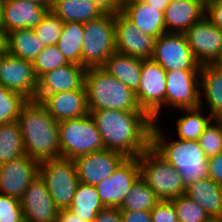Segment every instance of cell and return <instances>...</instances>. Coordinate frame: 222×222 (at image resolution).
Here are the masks:
<instances>
[{
  "instance_id": "6da1fadb",
  "label": "cell",
  "mask_w": 222,
  "mask_h": 222,
  "mask_svg": "<svg viewBox=\"0 0 222 222\" xmlns=\"http://www.w3.org/2000/svg\"><path fill=\"white\" fill-rule=\"evenodd\" d=\"M89 114L102 136L105 149L138 157L151 145L154 121L145 111L92 110Z\"/></svg>"
},
{
  "instance_id": "7a4b0ae2",
  "label": "cell",
  "mask_w": 222,
  "mask_h": 222,
  "mask_svg": "<svg viewBox=\"0 0 222 222\" xmlns=\"http://www.w3.org/2000/svg\"><path fill=\"white\" fill-rule=\"evenodd\" d=\"M17 122L26 154L38 162L60 158L58 122L36 100H28Z\"/></svg>"
},
{
  "instance_id": "3957f363",
  "label": "cell",
  "mask_w": 222,
  "mask_h": 222,
  "mask_svg": "<svg viewBox=\"0 0 222 222\" xmlns=\"http://www.w3.org/2000/svg\"><path fill=\"white\" fill-rule=\"evenodd\" d=\"M160 127L158 122L152 125L151 146L178 171L184 185L208 177V158L198 141L166 137Z\"/></svg>"
},
{
  "instance_id": "277c9868",
  "label": "cell",
  "mask_w": 222,
  "mask_h": 222,
  "mask_svg": "<svg viewBox=\"0 0 222 222\" xmlns=\"http://www.w3.org/2000/svg\"><path fill=\"white\" fill-rule=\"evenodd\" d=\"M84 87L88 110L144 111L136 93L102 67L87 68Z\"/></svg>"
},
{
  "instance_id": "5b68a950",
  "label": "cell",
  "mask_w": 222,
  "mask_h": 222,
  "mask_svg": "<svg viewBox=\"0 0 222 222\" xmlns=\"http://www.w3.org/2000/svg\"><path fill=\"white\" fill-rule=\"evenodd\" d=\"M60 158H75L104 150L102 136L90 114L58 122Z\"/></svg>"
},
{
  "instance_id": "8992f818",
  "label": "cell",
  "mask_w": 222,
  "mask_h": 222,
  "mask_svg": "<svg viewBox=\"0 0 222 222\" xmlns=\"http://www.w3.org/2000/svg\"><path fill=\"white\" fill-rule=\"evenodd\" d=\"M140 176L160 200H171L185 193L178 171L151 145L138 156Z\"/></svg>"
},
{
  "instance_id": "52a82bcc",
  "label": "cell",
  "mask_w": 222,
  "mask_h": 222,
  "mask_svg": "<svg viewBox=\"0 0 222 222\" xmlns=\"http://www.w3.org/2000/svg\"><path fill=\"white\" fill-rule=\"evenodd\" d=\"M115 51V14L104 13L84 23L81 66L102 67Z\"/></svg>"
},
{
  "instance_id": "ba28073f",
  "label": "cell",
  "mask_w": 222,
  "mask_h": 222,
  "mask_svg": "<svg viewBox=\"0 0 222 222\" xmlns=\"http://www.w3.org/2000/svg\"><path fill=\"white\" fill-rule=\"evenodd\" d=\"M39 175L56 206L67 209L80 183L75 162L64 158L39 162Z\"/></svg>"
},
{
  "instance_id": "9c48e42d",
  "label": "cell",
  "mask_w": 222,
  "mask_h": 222,
  "mask_svg": "<svg viewBox=\"0 0 222 222\" xmlns=\"http://www.w3.org/2000/svg\"><path fill=\"white\" fill-rule=\"evenodd\" d=\"M166 71L152 59L142 60L141 81L136 98L154 122H159L162 108L165 109Z\"/></svg>"
},
{
  "instance_id": "30bf717a",
  "label": "cell",
  "mask_w": 222,
  "mask_h": 222,
  "mask_svg": "<svg viewBox=\"0 0 222 222\" xmlns=\"http://www.w3.org/2000/svg\"><path fill=\"white\" fill-rule=\"evenodd\" d=\"M151 59L165 71H200L201 65L194 57L184 33H164L154 40Z\"/></svg>"
},
{
  "instance_id": "8fae6325",
  "label": "cell",
  "mask_w": 222,
  "mask_h": 222,
  "mask_svg": "<svg viewBox=\"0 0 222 222\" xmlns=\"http://www.w3.org/2000/svg\"><path fill=\"white\" fill-rule=\"evenodd\" d=\"M187 43L202 66L218 64L222 59V30L206 16L196 21L185 33Z\"/></svg>"
},
{
  "instance_id": "7c38bea8",
  "label": "cell",
  "mask_w": 222,
  "mask_h": 222,
  "mask_svg": "<svg viewBox=\"0 0 222 222\" xmlns=\"http://www.w3.org/2000/svg\"><path fill=\"white\" fill-rule=\"evenodd\" d=\"M165 107L172 111L200 107V71H166Z\"/></svg>"
},
{
  "instance_id": "4fadbf2b",
  "label": "cell",
  "mask_w": 222,
  "mask_h": 222,
  "mask_svg": "<svg viewBox=\"0 0 222 222\" xmlns=\"http://www.w3.org/2000/svg\"><path fill=\"white\" fill-rule=\"evenodd\" d=\"M139 176L138 157H126L111 176L95 186L104 207L118 208Z\"/></svg>"
},
{
  "instance_id": "5bb4252c",
  "label": "cell",
  "mask_w": 222,
  "mask_h": 222,
  "mask_svg": "<svg viewBox=\"0 0 222 222\" xmlns=\"http://www.w3.org/2000/svg\"><path fill=\"white\" fill-rule=\"evenodd\" d=\"M39 175V162L27 154L0 165V194L21 199Z\"/></svg>"
},
{
  "instance_id": "9a60e30c",
  "label": "cell",
  "mask_w": 222,
  "mask_h": 222,
  "mask_svg": "<svg viewBox=\"0 0 222 222\" xmlns=\"http://www.w3.org/2000/svg\"><path fill=\"white\" fill-rule=\"evenodd\" d=\"M0 83L28 100H35L38 78L31 61L7 53L0 64Z\"/></svg>"
},
{
  "instance_id": "2e32d148",
  "label": "cell",
  "mask_w": 222,
  "mask_h": 222,
  "mask_svg": "<svg viewBox=\"0 0 222 222\" xmlns=\"http://www.w3.org/2000/svg\"><path fill=\"white\" fill-rule=\"evenodd\" d=\"M125 158L120 152L104 149L79 156L73 161L79 181L96 186L111 176Z\"/></svg>"
},
{
  "instance_id": "e0dca14e",
  "label": "cell",
  "mask_w": 222,
  "mask_h": 222,
  "mask_svg": "<svg viewBox=\"0 0 222 222\" xmlns=\"http://www.w3.org/2000/svg\"><path fill=\"white\" fill-rule=\"evenodd\" d=\"M20 204L25 222H57L60 209L51 198L40 175L26 189Z\"/></svg>"
},
{
  "instance_id": "ac0fdd59",
  "label": "cell",
  "mask_w": 222,
  "mask_h": 222,
  "mask_svg": "<svg viewBox=\"0 0 222 222\" xmlns=\"http://www.w3.org/2000/svg\"><path fill=\"white\" fill-rule=\"evenodd\" d=\"M116 51L139 59H151L154 38L142 33L121 11L115 14Z\"/></svg>"
},
{
  "instance_id": "d6986e66",
  "label": "cell",
  "mask_w": 222,
  "mask_h": 222,
  "mask_svg": "<svg viewBox=\"0 0 222 222\" xmlns=\"http://www.w3.org/2000/svg\"><path fill=\"white\" fill-rule=\"evenodd\" d=\"M85 72V67L69 63L44 73L38 78L35 100L41 102L50 94L85 89Z\"/></svg>"
},
{
  "instance_id": "ffe728a7",
  "label": "cell",
  "mask_w": 222,
  "mask_h": 222,
  "mask_svg": "<svg viewBox=\"0 0 222 222\" xmlns=\"http://www.w3.org/2000/svg\"><path fill=\"white\" fill-rule=\"evenodd\" d=\"M49 11V7L33 1L5 0L0 22L8 33L17 29H34Z\"/></svg>"
},
{
  "instance_id": "44dd1931",
  "label": "cell",
  "mask_w": 222,
  "mask_h": 222,
  "mask_svg": "<svg viewBox=\"0 0 222 222\" xmlns=\"http://www.w3.org/2000/svg\"><path fill=\"white\" fill-rule=\"evenodd\" d=\"M40 103L57 122L89 114L85 89L50 94Z\"/></svg>"
},
{
  "instance_id": "7402d4cb",
  "label": "cell",
  "mask_w": 222,
  "mask_h": 222,
  "mask_svg": "<svg viewBox=\"0 0 222 222\" xmlns=\"http://www.w3.org/2000/svg\"><path fill=\"white\" fill-rule=\"evenodd\" d=\"M206 14L202 0H171L164 11L167 33H185Z\"/></svg>"
},
{
  "instance_id": "603a6c76",
  "label": "cell",
  "mask_w": 222,
  "mask_h": 222,
  "mask_svg": "<svg viewBox=\"0 0 222 222\" xmlns=\"http://www.w3.org/2000/svg\"><path fill=\"white\" fill-rule=\"evenodd\" d=\"M121 12L145 35L154 39L166 33L164 11L144 0H132L121 6Z\"/></svg>"
},
{
  "instance_id": "cb8c5ba5",
  "label": "cell",
  "mask_w": 222,
  "mask_h": 222,
  "mask_svg": "<svg viewBox=\"0 0 222 222\" xmlns=\"http://www.w3.org/2000/svg\"><path fill=\"white\" fill-rule=\"evenodd\" d=\"M202 95V96H201ZM213 118L222 119V67L205 64L200 69V106L205 102Z\"/></svg>"
},
{
  "instance_id": "d4e9b609",
  "label": "cell",
  "mask_w": 222,
  "mask_h": 222,
  "mask_svg": "<svg viewBox=\"0 0 222 222\" xmlns=\"http://www.w3.org/2000/svg\"><path fill=\"white\" fill-rule=\"evenodd\" d=\"M184 194L204 208L214 222L222 218V186L211 178L206 177L187 185Z\"/></svg>"
},
{
  "instance_id": "484cf974",
  "label": "cell",
  "mask_w": 222,
  "mask_h": 222,
  "mask_svg": "<svg viewBox=\"0 0 222 222\" xmlns=\"http://www.w3.org/2000/svg\"><path fill=\"white\" fill-rule=\"evenodd\" d=\"M141 65L142 59L115 51L102 68L136 92L141 81Z\"/></svg>"
},
{
  "instance_id": "4316f807",
  "label": "cell",
  "mask_w": 222,
  "mask_h": 222,
  "mask_svg": "<svg viewBox=\"0 0 222 222\" xmlns=\"http://www.w3.org/2000/svg\"><path fill=\"white\" fill-rule=\"evenodd\" d=\"M50 10L63 22L86 23L104 14L89 0H53Z\"/></svg>"
},
{
  "instance_id": "83f0119b",
  "label": "cell",
  "mask_w": 222,
  "mask_h": 222,
  "mask_svg": "<svg viewBox=\"0 0 222 222\" xmlns=\"http://www.w3.org/2000/svg\"><path fill=\"white\" fill-rule=\"evenodd\" d=\"M104 208L96 187L80 182L73 197L72 204L67 208L86 222H93L97 213Z\"/></svg>"
},
{
  "instance_id": "f1b7e54d",
  "label": "cell",
  "mask_w": 222,
  "mask_h": 222,
  "mask_svg": "<svg viewBox=\"0 0 222 222\" xmlns=\"http://www.w3.org/2000/svg\"><path fill=\"white\" fill-rule=\"evenodd\" d=\"M45 48L33 29H17L8 33V53L33 62Z\"/></svg>"
},
{
  "instance_id": "f546056e",
  "label": "cell",
  "mask_w": 222,
  "mask_h": 222,
  "mask_svg": "<svg viewBox=\"0 0 222 222\" xmlns=\"http://www.w3.org/2000/svg\"><path fill=\"white\" fill-rule=\"evenodd\" d=\"M203 107L193 109H181L183 115L176 120L175 137L183 140H198L205 127L210 123L213 117L210 114L203 113ZM202 112V113H201ZM207 114V115H206Z\"/></svg>"
},
{
  "instance_id": "4dcf8cb0",
  "label": "cell",
  "mask_w": 222,
  "mask_h": 222,
  "mask_svg": "<svg viewBox=\"0 0 222 222\" xmlns=\"http://www.w3.org/2000/svg\"><path fill=\"white\" fill-rule=\"evenodd\" d=\"M84 37V23L64 22L57 48L70 62L81 65V51Z\"/></svg>"
},
{
  "instance_id": "1f68e13d",
  "label": "cell",
  "mask_w": 222,
  "mask_h": 222,
  "mask_svg": "<svg viewBox=\"0 0 222 222\" xmlns=\"http://www.w3.org/2000/svg\"><path fill=\"white\" fill-rule=\"evenodd\" d=\"M25 154L23 138L17 120L0 125V165Z\"/></svg>"
},
{
  "instance_id": "d6a6232c",
  "label": "cell",
  "mask_w": 222,
  "mask_h": 222,
  "mask_svg": "<svg viewBox=\"0 0 222 222\" xmlns=\"http://www.w3.org/2000/svg\"><path fill=\"white\" fill-rule=\"evenodd\" d=\"M159 201L160 199L139 176L118 208L120 210L151 211Z\"/></svg>"
},
{
  "instance_id": "836d02e7",
  "label": "cell",
  "mask_w": 222,
  "mask_h": 222,
  "mask_svg": "<svg viewBox=\"0 0 222 222\" xmlns=\"http://www.w3.org/2000/svg\"><path fill=\"white\" fill-rule=\"evenodd\" d=\"M28 99L0 83V125L16 121Z\"/></svg>"
},
{
  "instance_id": "e575fe53",
  "label": "cell",
  "mask_w": 222,
  "mask_h": 222,
  "mask_svg": "<svg viewBox=\"0 0 222 222\" xmlns=\"http://www.w3.org/2000/svg\"><path fill=\"white\" fill-rule=\"evenodd\" d=\"M179 222H214L198 203L185 194L171 199Z\"/></svg>"
},
{
  "instance_id": "d590c367",
  "label": "cell",
  "mask_w": 222,
  "mask_h": 222,
  "mask_svg": "<svg viewBox=\"0 0 222 222\" xmlns=\"http://www.w3.org/2000/svg\"><path fill=\"white\" fill-rule=\"evenodd\" d=\"M207 158L222 152V119L213 118L198 138Z\"/></svg>"
},
{
  "instance_id": "8d00e7d4",
  "label": "cell",
  "mask_w": 222,
  "mask_h": 222,
  "mask_svg": "<svg viewBox=\"0 0 222 222\" xmlns=\"http://www.w3.org/2000/svg\"><path fill=\"white\" fill-rule=\"evenodd\" d=\"M33 68L37 78L44 73L65 66L70 62L64 57L56 45L45 48L33 60Z\"/></svg>"
},
{
  "instance_id": "74e56055",
  "label": "cell",
  "mask_w": 222,
  "mask_h": 222,
  "mask_svg": "<svg viewBox=\"0 0 222 222\" xmlns=\"http://www.w3.org/2000/svg\"><path fill=\"white\" fill-rule=\"evenodd\" d=\"M63 21L51 10L33 30L44 46L56 45L62 33Z\"/></svg>"
},
{
  "instance_id": "f35d334b",
  "label": "cell",
  "mask_w": 222,
  "mask_h": 222,
  "mask_svg": "<svg viewBox=\"0 0 222 222\" xmlns=\"http://www.w3.org/2000/svg\"><path fill=\"white\" fill-rule=\"evenodd\" d=\"M0 222H25L19 199L0 194Z\"/></svg>"
},
{
  "instance_id": "ab89813d",
  "label": "cell",
  "mask_w": 222,
  "mask_h": 222,
  "mask_svg": "<svg viewBox=\"0 0 222 222\" xmlns=\"http://www.w3.org/2000/svg\"><path fill=\"white\" fill-rule=\"evenodd\" d=\"M150 213L152 222H179L171 200H160Z\"/></svg>"
},
{
  "instance_id": "60d3db41",
  "label": "cell",
  "mask_w": 222,
  "mask_h": 222,
  "mask_svg": "<svg viewBox=\"0 0 222 222\" xmlns=\"http://www.w3.org/2000/svg\"><path fill=\"white\" fill-rule=\"evenodd\" d=\"M208 177L222 186V152L207 160Z\"/></svg>"
},
{
  "instance_id": "b9f144b4",
  "label": "cell",
  "mask_w": 222,
  "mask_h": 222,
  "mask_svg": "<svg viewBox=\"0 0 222 222\" xmlns=\"http://www.w3.org/2000/svg\"><path fill=\"white\" fill-rule=\"evenodd\" d=\"M205 16L219 29L222 30V2L210 1L206 3Z\"/></svg>"
},
{
  "instance_id": "7bdbcfd3",
  "label": "cell",
  "mask_w": 222,
  "mask_h": 222,
  "mask_svg": "<svg viewBox=\"0 0 222 222\" xmlns=\"http://www.w3.org/2000/svg\"><path fill=\"white\" fill-rule=\"evenodd\" d=\"M93 222H123L120 209L116 207H104Z\"/></svg>"
},
{
  "instance_id": "ee69618b",
  "label": "cell",
  "mask_w": 222,
  "mask_h": 222,
  "mask_svg": "<svg viewBox=\"0 0 222 222\" xmlns=\"http://www.w3.org/2000/svg\"><path fill=\"white\" fill-rule=\"evenodd\" d=\"M123 222H152L150 211L120 210Z\"/></svg>"
},
{
  "instance_id": "f6af8a7d",
  "label": "cell",
  "mask_w": 222,
  "mask_h": 222,
  "mask_svg": "<svg viewBox=\"0 0 222 222\" xmlns=\"http://www.w3.org/2000/svg\"><path fill=\"white\" fill-rule=\"evenodd\" d=\"M97 5L103 13L116 14L121 11L119 0H89Z\"/></svg>"
},
{
  "instance_id": "bcb514c9",
  "label": "cell",
  "mask_w": 222,
  "mask_h": 222,
  "mask_svg": "<svg viewBox=\"0 0 222 222\" xmlns=\"http://www.w3.org/2000/svg\"><path fill=\"white\" fill-rule=\"evenodd\" d=\"M57 222H86L68 209H61L58 214Z\"/></svg>"
},
{
  "instance_id": "7dc6e473",
  "label": "cell",
  "mask_w": 222,
  "mask_h": 222,
  "mask_svg": "<svg viewBox=\"0 0 222 222\" xmlns=\"http://www.w3.org/2000/svg\"><path fill=\"white\" fill-rule=\"evenodd\" d=\"M0 49L8 53V31L0 22Z\"/></svg>"
},
{
  "instance_id": "c3c4849f",
  "label": "cell",
  "mask_w": 222,
  "mask_h": 222,
  "mask_svg": "<svg viewBox=\"0 0 222 222\" xmlns=\"http://www.w3.org/2000/svg\"><path fill=\"white\" fill-rule=\"evenodd\" d=\"M149 6H154L157 10L165 11L171 0H144Z\"/></svg>"
},
{
  "instance_id": "681fc988",
  "label": "cell",
  "mask_w": 222,
  "mask_h": 222,
  "mask_svg": "<svg viewBox=\"0 0 222 222\" xmlns=\"http://www.w3.org/2000/svg\"><path fill=\"white\" fill-rule=\"evenodd\" d=\"M27 1H33L49 8L52 7V3H53V0H27Z\"/></svg>"
},
{
  "instance_id": "f907efd6",
  "label": "cell",
  "mask_w": 222,
  "mask_h": 222,
  "mask_svg": "<svg viewBox=\"0 0 222 222\" xmlns=\"http://www.w3.org/2000/svg\"><path fill=\"white\" fill-rule=\"evenodd\" d=\"M4 3H5V0H0V21L2 18Z\"/></svg>"
},
{
  "instance_id": "816d5d0a",
  "label": "cell",
  "mask_w": 222,
  "mask_h": 222,
  "mask_svg": "<svg viewBox=\"0 0 222 222\" xmlns=\"http://www.w3.org/2000/svg\"><path fill=\"white\" fill-rule=\"evenodd\" d=\"M6 54L7 52L5 50L0 49V64Z\"/></svg>"
},
{
  "instance_id": "f5cc1de1",
  "label": "cell",
  "mask_w": 222,
  "mask_h": 222,
  "mask_svg": "<svg viewBox=\"0 0 222 222\" xmlns=\"http://www.w3.org/2000/svg\"><path fill=\"white\" fill-rule=\"evenodd\" d=\"M129 1H132V0H119L121 6H122L124 3H127V2H129Z\"/></svg>"
},
{
  "instance_id": "db71d44e",
  "label": "cell",
  "mask_w": 222,
  "mask_h": 222,
  "mask_svg": "<svg viewBox=\"0 0 222 222\" xmlns=\"http://www.w3.org/2000/svg\"><path fill=\"white\" fill-rule=\"evenodd\" d=\"M205 4L213 0H202Z\"/></svg>"
},
{
  "instance_id": "11a10c76",
  "label": "cell",
  "mask_w": 222,
  "mask_h": 222,
  "mask_svg": "<svg viewBox=\"0 0 222 222\" xmlns=\"http://www.w3.org/2000/svg\"><path fill=\"white\" fill-rule=\"evenodd\" d=\"M218 64L222 67V59H221V61Z\"/></svg>"
}]
</instances>
